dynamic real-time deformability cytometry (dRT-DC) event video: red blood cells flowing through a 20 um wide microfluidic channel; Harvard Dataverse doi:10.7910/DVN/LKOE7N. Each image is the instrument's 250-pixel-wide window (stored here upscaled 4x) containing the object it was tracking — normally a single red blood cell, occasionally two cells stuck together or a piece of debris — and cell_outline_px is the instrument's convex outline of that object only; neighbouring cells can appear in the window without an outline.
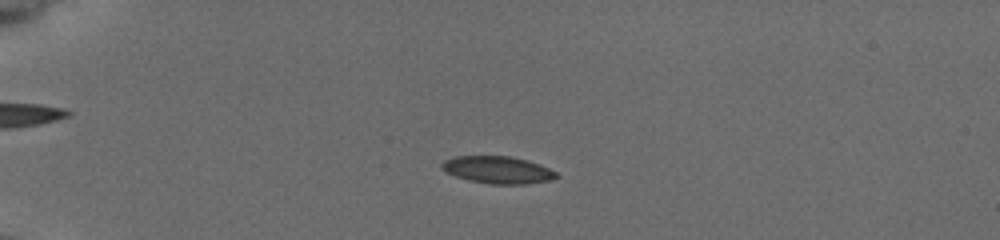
{"species": "common noctule bat (a hibernating species)", "species_latin": "Nyctalus noctula", "temperature_condition": "cold", "stored_images_in_passage": 57, "camera_frame_rate_fps": 3000, "um_per_image_px": 0.085, "animal": {"sex": "female", "body_mass_g": 19.5, "forearm_length_mm": 54.1}, "frame": {"image": 1, "passage_image": 16, "time_ms": 5.0, "image_size_px": [1000, 240], "cell_outline_px": [[560, 176], [552, 180], [524, 184], [492, 184], [468, 180], [444, 172], [440, 168], [440, 164], [444, 160], [456, 156], [508, 156], [540, 164], [556, 172]], "centroid_in_image_um": [42.28, 14.44], "position_along_channel_um": 42.7, "area_um2": 18.21}}
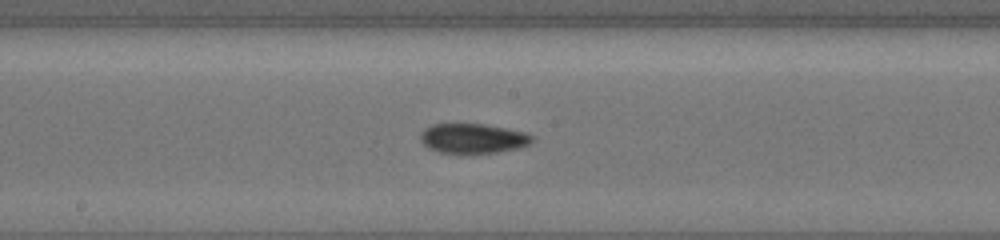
{"frame": {"image": 2, "passage_image": 33, "time_ms": 10.667, "image_size_px": [1000, 240], "cell_outline_px": [[532, 140], [528, 144], [520, 148], [496, 152], [460, 156], [440, 152], [428, 148], [420, 140], [420, 132], [424, 128], [432, 124], [484, 124], [524, 132], [532, 136]], "centroid_in_image_um": [40.13, 11.8], "position_along_channel_um": 208.1, "area_um2": 19.83}}
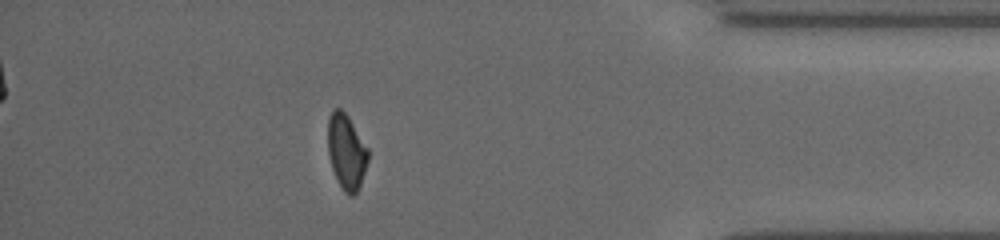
{"frame": {"image": 3, "passage_image": 51, "time_ms": 16.667, "image_size_px": [1000, 240], "cell_outline_px": [[368, 160], [360, 184], [356, 192], [352, 196], [348, 196], [344, 192], [332, 168], [328, 152], [328, 116], [332, 108], [340, 108], [348, 116], [368, 148]], "centroid_in_image_um": [29.43, 12.86], "position_along_channel_um": 405.8, "area_um2": 17.46}, "authors_computed_cell_mechanics": {"area_um2": 18.2648, "velocity_mm_per_s": 3.7914, "shape_relaxation_time_tau1_ms": 6.2161, "shape_relaxation_time_tau2_ms": 6.4841, "deformation_change_tau1": 0.1492, "deformation_change_tau2": 0.1245}}